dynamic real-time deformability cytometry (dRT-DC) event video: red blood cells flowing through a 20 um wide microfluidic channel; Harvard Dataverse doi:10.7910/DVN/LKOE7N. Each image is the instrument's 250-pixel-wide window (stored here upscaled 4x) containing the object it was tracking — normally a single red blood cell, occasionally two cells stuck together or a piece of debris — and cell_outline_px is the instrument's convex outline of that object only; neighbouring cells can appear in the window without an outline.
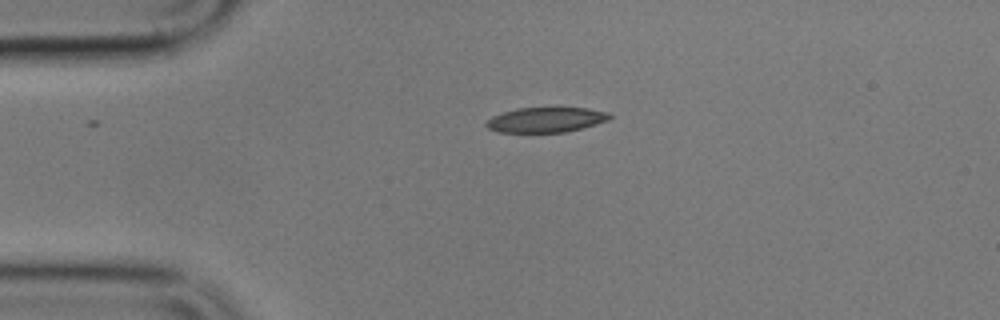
{"species": "common noctule bat (a hibernating species)", "species_latin": "Nyctalus noctula", "temperature_condition": "cold", "stored_images_in_passage": 12, "camera_frame_rate_fps": 3000, "um_per_image_px": 0.085, "animal": {"sex": "male", "body_mass_g": 17.9}, "frame": {"image": 1, "passage_image": 1, "time_ms": 0.0, "image_size_px": [1000, 320], "cell_outline_px": [[612, 116], [608, 120], [596, 124], [564, 132], [496, 132], [488, 128], [484, 124], [492, 116], [516, 108], [588, 108], [608, 112]], "centroid_in_image_um": [46.39, 10.18], "position_along_channel_um": 38.6, "area_um2": 17.86}}
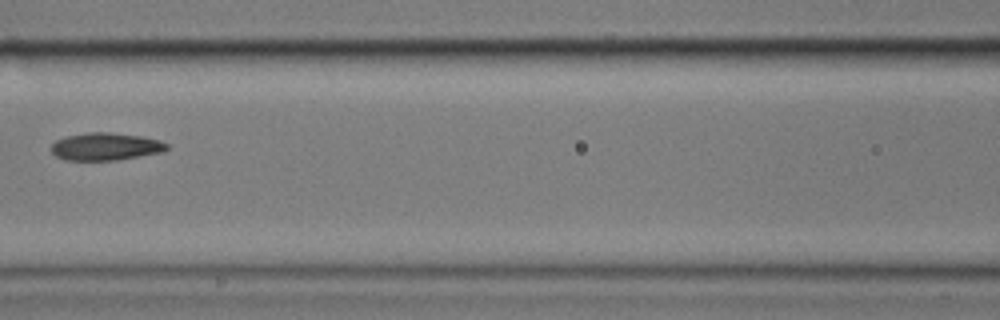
{"frame": {"image": 2, "passage_image": 4, "time_ms": 4.333, "image_size_px": [1000, 320], "cell_outline_px": [[168, 148], [164, 152], [116, 160], [64, 160], [56, 156], [52, 152], [52, 144], [56, 140], [68, 136], [88, 132], [108, 132], [140, 136], [160, 140], [168, 144]], "centroid_in_image_um": [8.99, 12.46], "position_along_channel_um": 157.6, "area_um2": 18.5}}
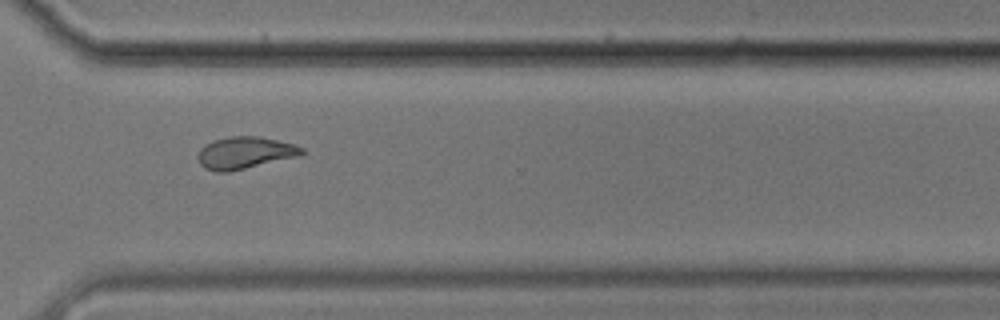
{"frame": {"image": 3, "passage_image": 9, "time_ms": 10.0, "image_size_px": [1000, 320], "cell_outline_px": [[304, 152], [300, 156], [228, 172], [216, 172], [204, 168], [200, 164], [196, 156], [200, 148], [204, 144], [212, 140], [232, 136], [260, 136], [292, 144], [304, 148]], "centroid_in_image_um": [20.77, 12.99], "position_along_channel_um": 349.8, "area_um2": 19.54}, "authors_computed_cell_mechanics": {"area_um2": 19.3341, "velocity_mm_per_s": 3.4052, "shape_relaxation_time_tau1_ms": null, "shape_relaxation_time_tau2_ms": 2.9367, "deformation_change_tau1": null, "deformation_change_tau2": 0.0907}}